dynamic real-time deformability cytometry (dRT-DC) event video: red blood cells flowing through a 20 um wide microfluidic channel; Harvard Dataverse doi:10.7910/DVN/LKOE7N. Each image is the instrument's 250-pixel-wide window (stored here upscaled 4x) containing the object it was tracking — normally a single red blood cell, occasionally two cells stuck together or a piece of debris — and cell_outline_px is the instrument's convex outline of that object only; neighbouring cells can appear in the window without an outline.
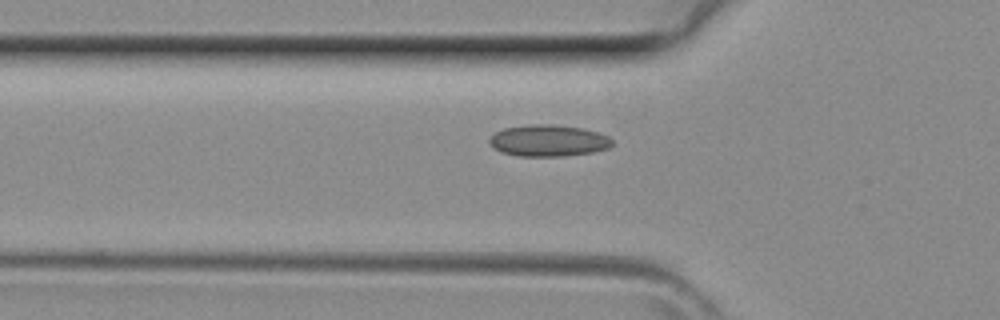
{"species": "common noctule bat (a hibernating species)", "species_latin": "Nyctalus noctula", "temperature_condition": "room temperature", "stored_images_in_passage": 39, "camera_frame_rate_fps": 3000, "um_per_image_px": 0.085, "animal": {"sex": "female", "body_mass_g": 29.2, "forearm_length_mm": 56.3}, "frame": {"image": 1, "passage_image": 14, "time_ms": 4.333, "image_size_px": [1000, 320], "cell_outline_px": [[612, 144], [608, 148], [592, 152], [564, 156], [516, 156], [500, 152], [492, 148], [488, 140], [496, 132], [504, 128], [528, 124], [552, 124], [584, 128], [608, 136], [612, 140]], "centroid_in_image_um": [46.58, 11.95], "position_along_channel_um": 79.2, "area_um2": 22.72}}
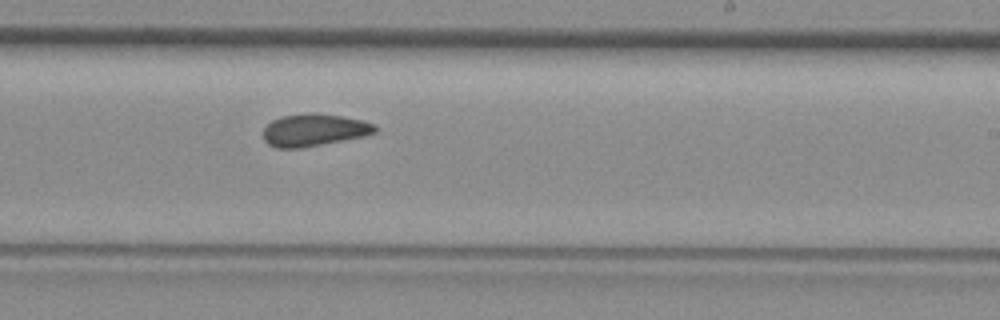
{"frame": {"image": 2, "passage_image": 25, "time_ms": 8.0, "image_size_px": [1000, 320], "cell_outline_px": [[376, 132], [364, 136], [300, 148], [276, 148], [268, 144], [264, 140], [264, 128], [272, 120], [280, 116], [304, 112], [312, 112], [340, 116], [360, 120], [376, 124]], "centroid_in_image_um": [26.66, 11.04], "position_along_channel_um": 262.3, "area_um2": 21.04}}
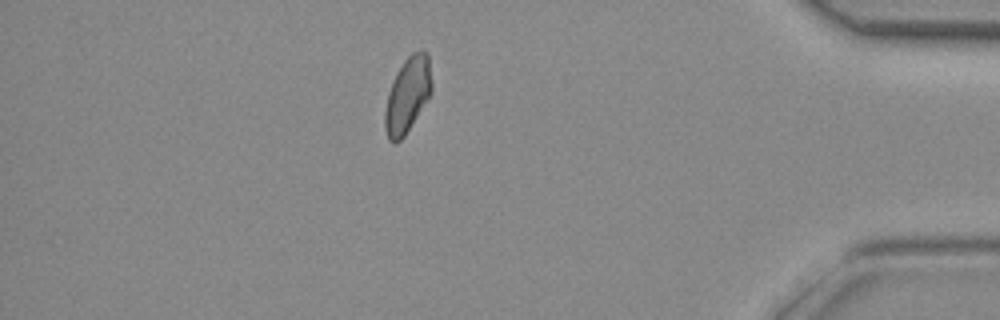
{"frame": {"image": 3, "passage_image": 36, "time_ms": 11.667, "image_size_px": [1000, 320], "cell_outline_px": [[432, 92], [428, 100], [404, 136], [396, 144], [392, 144], [388, 140], [384, 124], [384, 112], [388, 92], [392, 80], [396, 72], [404, 60], [412, 52], [420, 48], [424, 48], [428, 52], [432, 84]], "centroid_in_image_um": [34.64, 8.05], "position_along_channel_um": 400.6, "area_um2": 21.04}}